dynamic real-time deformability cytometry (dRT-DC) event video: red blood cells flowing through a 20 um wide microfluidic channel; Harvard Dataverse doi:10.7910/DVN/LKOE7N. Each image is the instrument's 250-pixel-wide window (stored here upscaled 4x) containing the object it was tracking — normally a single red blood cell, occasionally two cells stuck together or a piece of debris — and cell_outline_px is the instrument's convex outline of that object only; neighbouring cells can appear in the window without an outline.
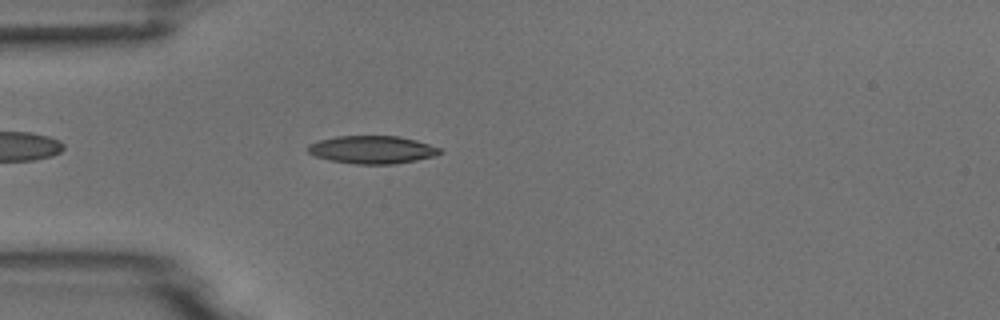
{"species": "common noctule bat (a hibernating species)", "species_latin": "Nyctalus noctula", "temperature_condition": "room temperature", "stored_images_in_passage": 4, "camera_frame_rate_fps": 3000, "um_per_image_px": 0.085, "animal": {"sex": "male", "body_mass_g": 18.8}, "frame": {"image": 1, "passage_image": 4, "time_ms": 4.333, "image_size_px": [1000, 320], "cell_outline_px": [[444, 152], [436, 156], [396, 164], [356, 164], [328, 160], [316, 156], [308, 152], [308, 144], [320, 140], [336, 136], [400, 136], [416, 140], [440, 148]], "centroid_in_image_um": [31.66, 12.72], "position_along_channel_um": 53.3, "area_um2": 21.5}}